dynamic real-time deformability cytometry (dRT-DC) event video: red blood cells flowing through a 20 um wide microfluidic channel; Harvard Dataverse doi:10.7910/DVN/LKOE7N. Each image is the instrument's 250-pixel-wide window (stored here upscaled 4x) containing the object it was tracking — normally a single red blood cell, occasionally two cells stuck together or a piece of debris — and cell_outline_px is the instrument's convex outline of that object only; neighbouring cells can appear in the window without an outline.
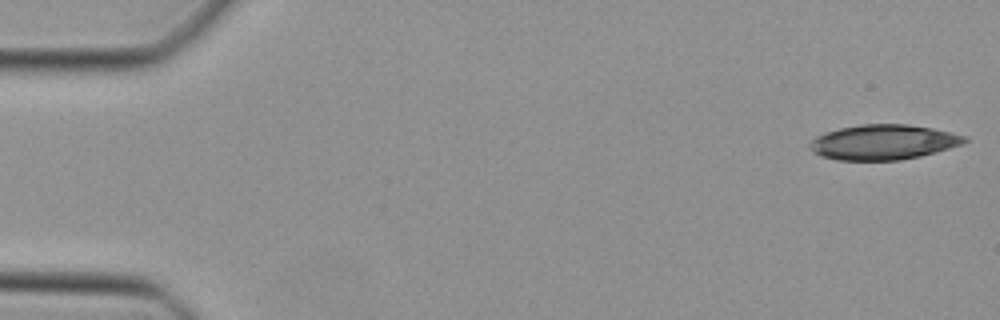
{"species": "Egyptian fruit bat (a non-hibernating species)", "species_latin": "Rousettus aegyptiacus", "temperature_condition": "cold", "stored_images_in_passage": 46, "camera_frame_rate_fps": 3000, "um_per_image_px": 0.085, "animal": {"sex": "female"}, "frame": {"image": 1, "passage_image": 1, "time_ms": 0.0, "image_size_px": [1000, 320], "cell_outline_px": [[968, 140], [960, 144], [936, 152], [920, 156], [900, 160], [836, 160], [820, 156], [812, 152], [808, 144], [816, 136], [824, 132], [840, 128], [860, 124], [908, 124], [932, 128], [968, 136]], "centroid_in_image_um": [75.05, 12.08], "position_along_channel_um": 10.0, "area_um2": 31.67}}
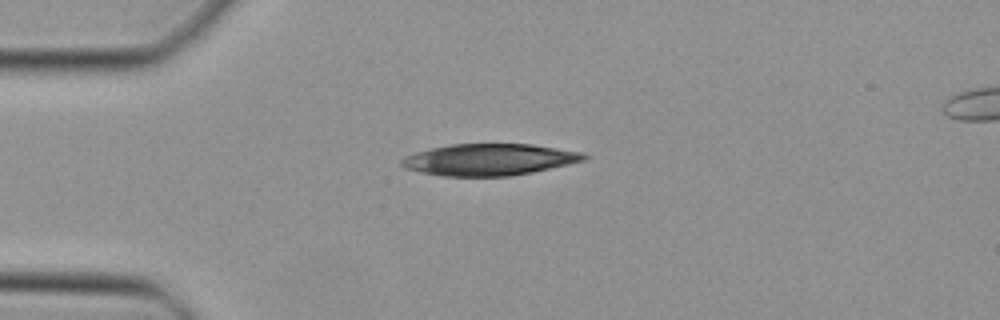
{"frame": {"image": 2, "passage_image": 11, "time_ms": 3.333, "image_size_px": [1000, 320], "cell_outline_px": [[588, 160], [532, 172], [508, 176], [440, 176], [420, 172], [404, 168], [400, 164], [400, 160], [404, 156], [416, 152], [432, 148], [452, 144], [532, 144], [584, 152], [588, 156]], "centroid_in_image_um": [41.6, 13.56], "position_along_channel_um": 43.4, "area_um2": 33.76}}